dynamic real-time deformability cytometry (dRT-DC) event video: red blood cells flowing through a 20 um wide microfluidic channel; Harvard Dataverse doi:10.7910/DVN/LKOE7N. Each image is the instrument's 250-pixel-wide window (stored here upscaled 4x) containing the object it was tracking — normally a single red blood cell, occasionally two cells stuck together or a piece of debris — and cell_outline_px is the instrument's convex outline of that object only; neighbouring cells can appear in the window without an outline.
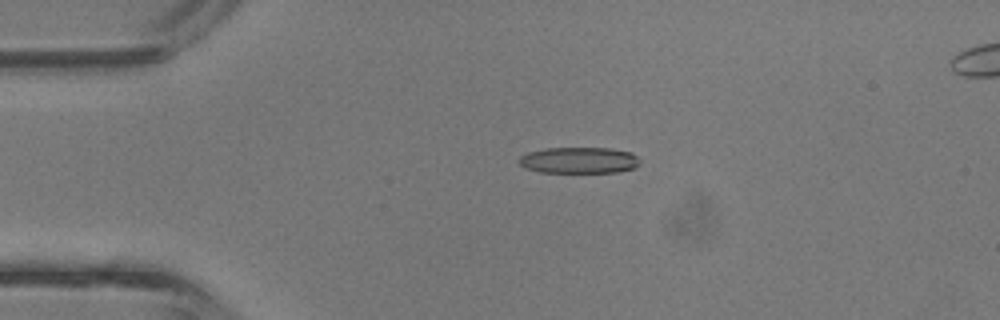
{"species": "common noctule bat (a hibernating species)", "species_latin": "Nyctalus noctula", "temperature_condition": "room temperature", "stored_images_in_passage": 6, "camera_frame_rate_fps": 3000, "um_per_image_px": 0.085, "animal": {"sex": "male", "body_mass_g": 13.3}, "frame": {"image": 1, "passage_image": 6, "time_ms": 1.667, "image_size_px": [1000, 320], "cell_outline_px": [[640, 164], [632, 168], [620, 172], [540, 172], [524, 168], [520, 164], [520, 156], [528, 152], [544, 148], [608, 148], [632, 152], [640, 160]], "centroid_in_image_um": [49.22, 13.62], "position_along_channel_um": 35.8, "area_um2": 18.5}}